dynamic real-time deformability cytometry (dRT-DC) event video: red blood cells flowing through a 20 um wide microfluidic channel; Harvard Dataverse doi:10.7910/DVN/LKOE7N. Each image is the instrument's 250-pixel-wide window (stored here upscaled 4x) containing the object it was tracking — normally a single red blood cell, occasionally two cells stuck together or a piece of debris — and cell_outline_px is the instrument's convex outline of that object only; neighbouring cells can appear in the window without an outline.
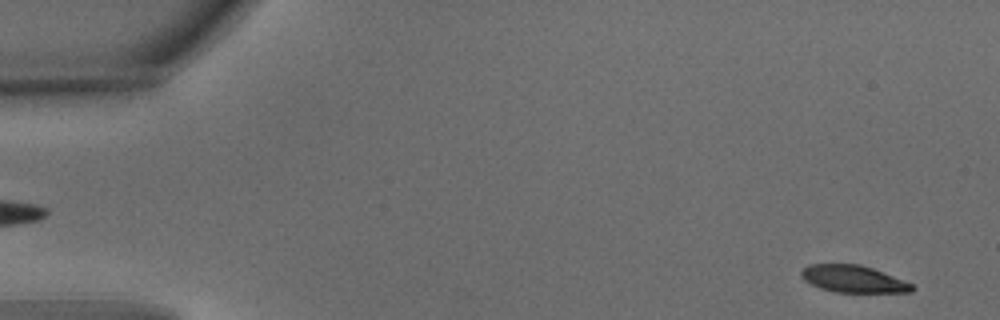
{"species": "common noctule bat (a hibernating species)", "species_latin": "Nyctalus noctula", "temperature_condition": "warm", "stored_images_in_passage": 53, "camera_frame_rate_fps": 3000, "um_per_image_px": 0.085, "animal": {"sex": "male", "body_mass_g": 15.6}, "frame": {"image": 1, "passage_image": 3, "time_ms": 0.667, "image_size_px": [1000, 320], "cell_outline_px": [[916, 288], [912, 292], [836, 292], [820, 288], [804, 280], [800, 276], [800, 272], [808, 264], [860, 264], [872, 268], [912, 284]], "centroid_in_image_um": [72.5, 23.71], "position_along_channel_um": 12.5, "area_um2": 17.34}}
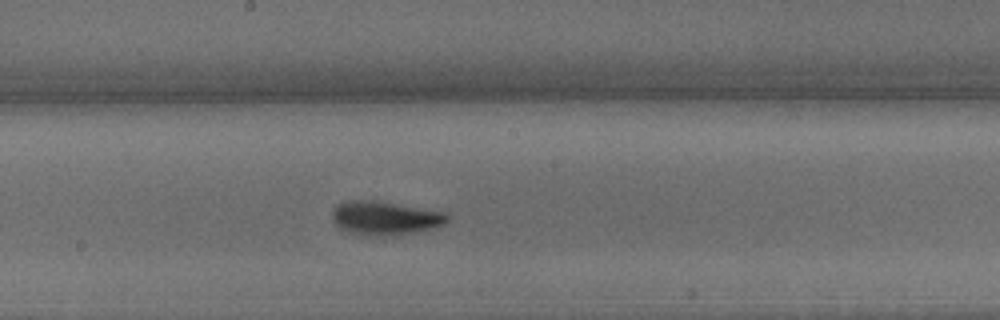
{"frame": {"image": 2, "passage_image": 29, "time_ms": 9.333, "image_size_px": [1000, 320], "cell_outline_px": [[448, 220], [444, 224], [436, 228], [416, 232], [388, 236], [360, 236], [348, 232], [340, 228], [332, 220], [332, 208], [340, 204], [352, 200], [372, 200], [444, 212], [448, 216]], "centroid_in_image_um": [32.7, 18.56], "position_along_channel_um": 215.5, "area_um2": 22.66}}
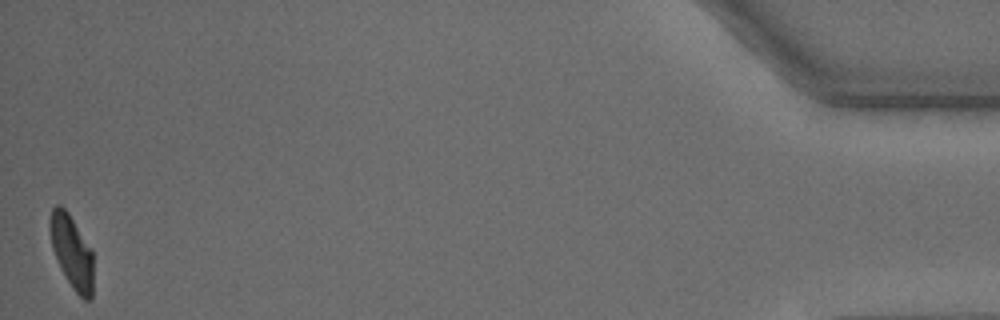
{"frame": {"image": 3, "passage_image": 53, "time_ms": 17.333, "image_size_px": [1000, 320], "cell_outline_px": [[92, 300], [84, 300], [72, 288], [60, 268], [52, 248], [48, 228], [48, 220], [52, 208], [56, 204], [60, 204], [68, 212], [92, 248]], "centroid_in_image_um": [6.07, 21.36], "position_along_channel_um": 429.1, "area_um2": 18.79}, "authors_computed_cell_mechanics": {"area_um2": 20.3456, "velocity_mm_per_s": 3.8077, "shape_relaxation_time_tau1_ms": 3.3277, "shape_relaxation_time_tau2_ms": 2.1209, "deformation_change_tau1": 0.1687, "deformation_change_tau2": 0.083}}